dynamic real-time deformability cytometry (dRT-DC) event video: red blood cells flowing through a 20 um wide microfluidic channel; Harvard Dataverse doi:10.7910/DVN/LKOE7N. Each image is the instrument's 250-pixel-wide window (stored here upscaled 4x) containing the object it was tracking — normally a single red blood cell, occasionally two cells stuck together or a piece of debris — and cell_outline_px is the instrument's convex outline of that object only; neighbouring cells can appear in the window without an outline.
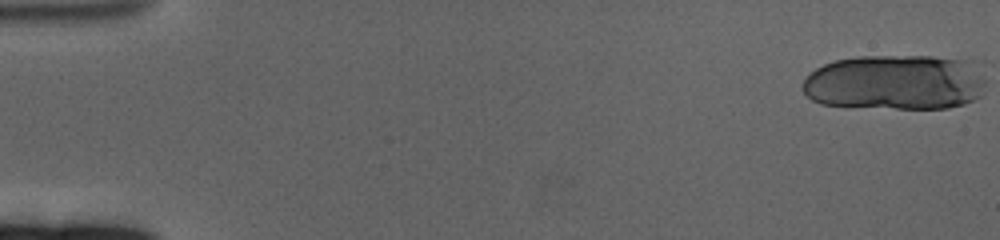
{"species": "human", "species_latin": "Homo sapiens", "temperature_condition": "cold", "stored_images_in_passage": 23, "camera_frame_rate_fps": 3000, "um_per_image_px": 0.085, "donor": {"sex": "female"}, "frame": {"image": 1, "passage_image": 1, "time_ms": 0.0, "image_size_px": [1000, 240], "cell_outline_px": [[984, 96], [964, 104], [948, 108], [896, 108], [820, 104], [812, 100], [800, 88], [804, 80], [816, 68], [824, 64], [836, 60], [856, 56], [932, 56], [976, 60], [984, 64]], "centroid_in_image_um": [76.22, 6.97], "position_along_channel_um": 8.8, "area_um2": 60.34}}